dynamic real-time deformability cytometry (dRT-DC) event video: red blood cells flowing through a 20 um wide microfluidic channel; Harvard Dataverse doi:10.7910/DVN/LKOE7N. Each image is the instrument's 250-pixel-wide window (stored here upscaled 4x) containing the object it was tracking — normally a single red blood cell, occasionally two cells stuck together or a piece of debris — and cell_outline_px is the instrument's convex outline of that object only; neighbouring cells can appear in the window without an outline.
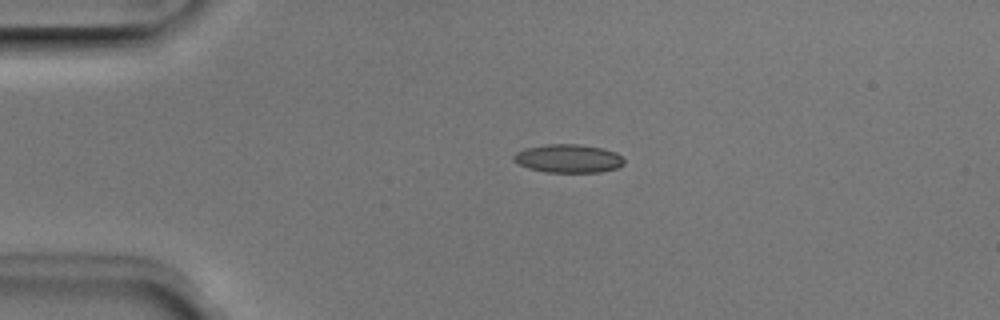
{"species": "Egyptian fruit bat (a non-hibernating species)", "species_latin": "Rousettus aegyptiacus", "temperature_condition": "room temperature", "stored_images_in_passage": 3, "camera_frame_rate_fps": 3000, "um_per_image_px": 0.085, "animal": {"sex": "male"}, "frame": {"image": 1, "passage_image": 3, "time_ms": 0.667, "image_size_px": [1000, 320], "cell_outline_px": [[624, 164], [616, 168], [600, 172], [544, 172], [528, 168], [512, 160], [512, 156], [516, 152], [524, 148], [548, 144], [576, 144], [604, 148], [616, 152], [624, 160]], "centroid_in_image_um": [48.29, 13.47], "position_along_channel_um": 36.7, "area_um2": 18.32}}